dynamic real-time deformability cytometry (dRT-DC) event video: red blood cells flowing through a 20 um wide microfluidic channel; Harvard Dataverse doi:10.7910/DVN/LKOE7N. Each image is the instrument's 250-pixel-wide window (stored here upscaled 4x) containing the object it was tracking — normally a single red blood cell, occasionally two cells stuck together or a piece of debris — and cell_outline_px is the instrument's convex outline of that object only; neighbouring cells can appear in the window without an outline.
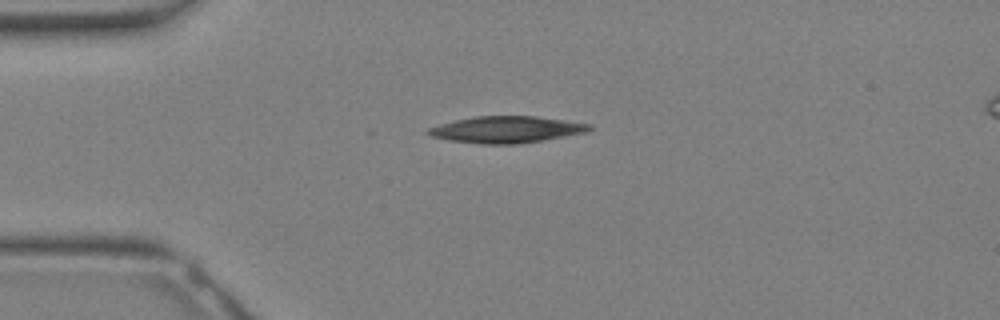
{"species": "Egyptian fruit bat (a non-hibernating species)", "species_latin": "Rousettus aegyptiacus", "temperature_condition": "warm", "stored_images_in_passage": 25, "camera_frame_rate_fps": 3000, "um_per_image_px": 0.085, "animal": {"sex": "female"}, "frame": {"image": 1, "passage_image": 1, "time_ms": 0.0, "image_size_px": [1000, 320], "cell_outline_px": [[592, 128], [584, 132], [544, 140], [516, 144], [484, 144], [448, 140], [432, 136], [424, 132], [428, 128], [440, 124], [456, 120], [476, 116], [536, 116], [592, 124]], "centroid_in_image_um": [43.02, 11.01], "position_along_channel_um": 42.0, "area_um2": 24.8}}
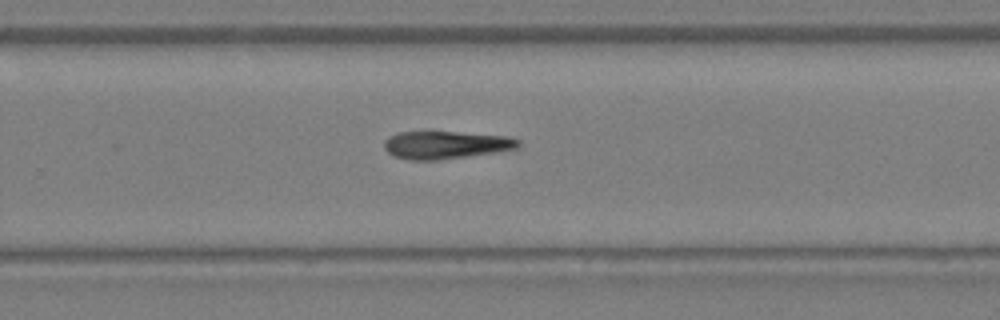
{"frame": {"image": 2, "passage_image": 14, "time_ms": 4.333, "image_size_px": [1000, 320], "cell_outline_px": [[520, 144], [516, 148], [496, 152], [440, 160], [408, 160], [396, 156], [388, 152], [384, 148], [384, 140], [388, 136], [400, 132], [452, 132], [508, 136], [520, 140]], "centroid_in_image_um": [37.87, 12.32], "position_along_channel_um": 291.9, "area_um2": 21.56}}
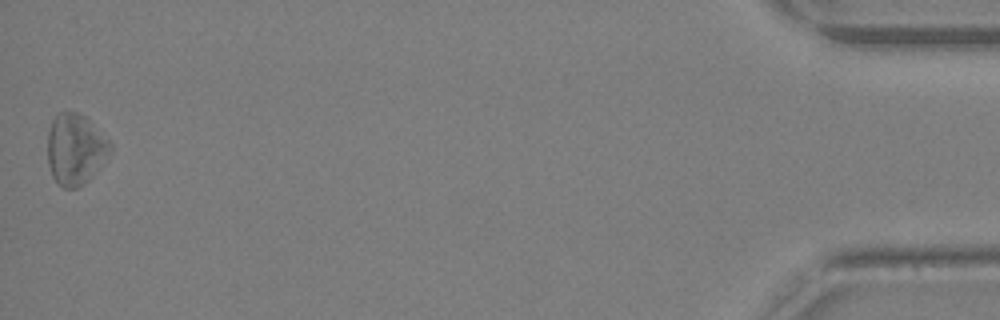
{"frame": {"image": 3, "passage_image": 25, "time_ms": 8.0, "image_size_px": [1000, 320], "cell_outline_px": [[112, 152], [92, 176], [84, 184], [76, 188], [64, 188], [52, 176], [48, 164], [48, 132], [52, 120], [60, 112], [80, 112], [112, 144]], "centroid_in_image_um": [6.41, 12.69], "position_along_channel_um": 428.8, "area_um2": 25.72}}